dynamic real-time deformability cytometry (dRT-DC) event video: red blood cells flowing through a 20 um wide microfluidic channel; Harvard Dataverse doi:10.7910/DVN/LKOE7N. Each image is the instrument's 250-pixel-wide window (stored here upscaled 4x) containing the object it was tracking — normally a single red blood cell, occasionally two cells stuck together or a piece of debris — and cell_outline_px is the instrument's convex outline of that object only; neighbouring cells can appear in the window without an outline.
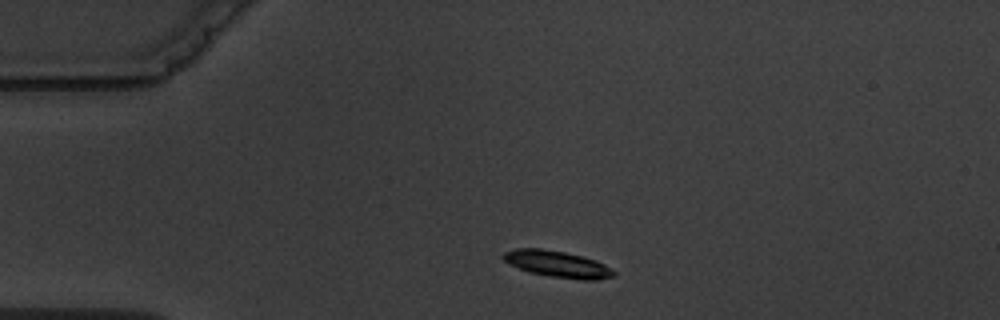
{"species": "common noctule bat (a hibernating species)", "species_latin": "Nyctalus noctula", "temperature_condition": "warm", "stored_images_in_passage": 4, "camera_frame_rate_fps": 3000, "um_per_image_px": 0.085, "animal": {"sex": "male", "body_mass_g": 19.5, "forearm_length_mm": 54.6}, "frame": {"image": 1, "passage_image": 1, "time_ms": 0.0, "image_size_px": [1000, 320], "cell_outline_px": [[616, 276], [596, 280], [580, 280], [552, 276], [528, 272], [504, 260], [500, 256], [504, 252], [516, 248], [540, 248], [564, 252], [596, 260], [604, 264], [616, 272]], "centroid_in_image_um": [47.4, 22.45], "position_along_channel_um": 37.6, "area_um2": 16.94}}
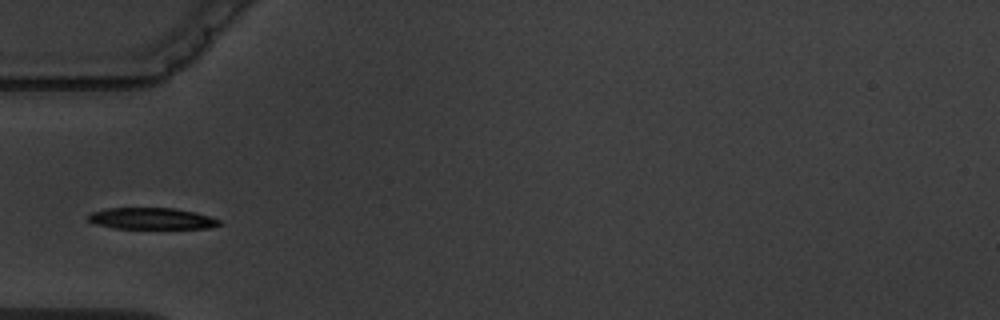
{"frame": {"image": 2, "passage_image": 3, "time_ms": 2.0, "image_size_px": [1000, 320], "cell_outline_px": [[220, 224], [208, 228], [116, 228], [96, 224], [88, 220], [84, 216], [92, 212], [104, 208], [172, 208], [196, 212], [212, 216], [220, 220]], "centroid_in_image_um": [12.86, 18.56], "position_along_channel_um": 72.1, "area_um2": 16.42}}
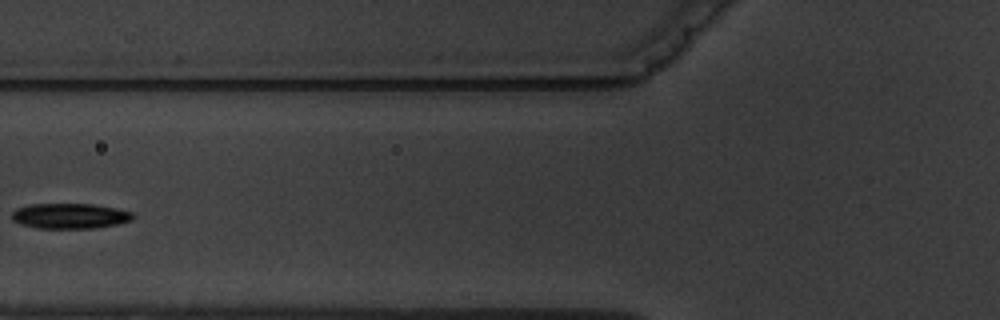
{"frame": {"image": 3, "passage_image": 4, "time_ms": 3.333, "image_size_px": [1000, 320], "cell_outline_px": [[136, 216], [132, 220], [116, 224], [96, 228], [36, 228], [20, 224], [12, 220], [12, 212], [16, 208], [28, 204], [92, 204], [116, 208], [132, 212]], "centroid_in_image_um": [5.93, 18.35], "position_along_channel_um": 119.9, "area_um2": 17.98}}